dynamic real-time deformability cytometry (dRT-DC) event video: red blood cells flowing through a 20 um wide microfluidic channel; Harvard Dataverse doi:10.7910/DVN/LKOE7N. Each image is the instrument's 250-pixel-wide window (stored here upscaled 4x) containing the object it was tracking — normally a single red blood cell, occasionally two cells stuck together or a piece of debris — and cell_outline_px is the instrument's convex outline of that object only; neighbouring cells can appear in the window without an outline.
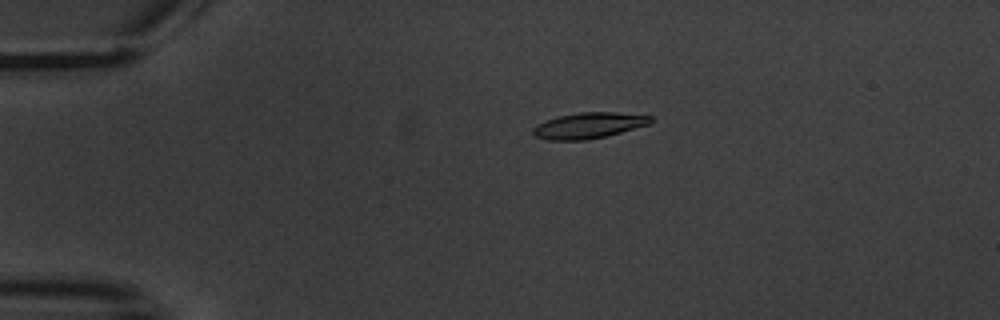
{"species": "common noctule bat (a hibernating species)", "species_latin": "Nyctalus noctula", "temperature_condition": "warm", "stored_images_in_passage": 10, "camera_frame_rate_fps": 3000, "um_per_image_px": 0.085, "animal": {"sex": "male", "body_mass_g": 20.1, "forearm_length_mm": 53.5}, "frame": {"image": 1, "passage_image": 4, "time_ms": 4.333, "image_size_px": [1000, 320], "cell_outline_px": [[656, 120], [648, 124], [620, 132], [588, 140], [548, 140], [532, 136], [532, 128], [536, 124], [560, 116], [580, 112], [616, 112], [652, 116]], "centroid_in_image_um": [50.02, 10.67], "position_along_channel_um": 35.0, "area_um2": 17.69}}
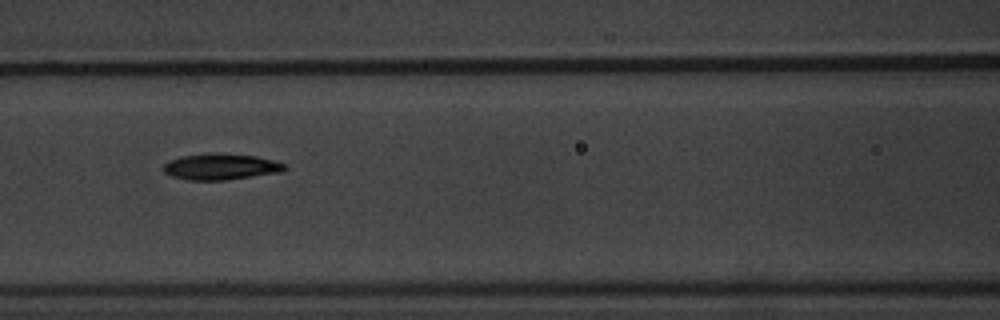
{"frame": {"image": 2, "passage_image": 7, "time_ms": 9.0, "image_size_px": [1000, 320], "cell_outline_px": [[288, 168], [280, 172], [228, 180], [188, 180], [172, 176], [164, 172], [164, 164], [168, 160], [184, 156], [212, 152], [220, 152], [256, 156], [272, 160], [284, 164]], "centroid_in_image_um": [18.76, 14.16], "position_along_channel_um": 147.8, "area_um2": 18.55}}
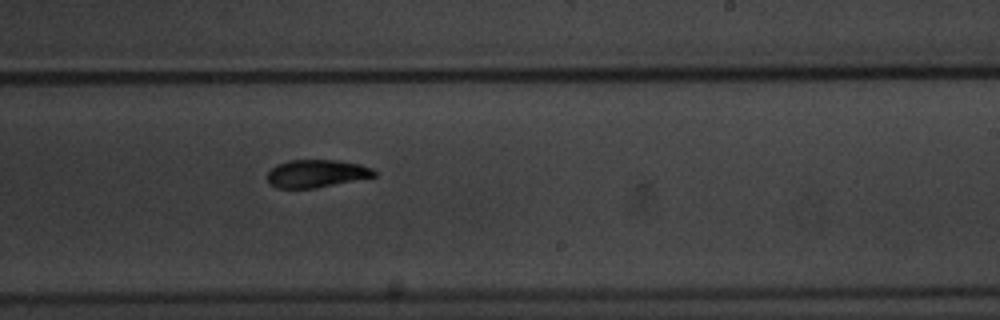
{"frame": {"image": 3, "passage_image": 10, "time_ms": 12.333, "image_size_px": [1000, 320], "cell_outline_px": [[376, 176], [316, 188], [276, 188], [268, 184], [268, 172], [276, 164], [288, 160], [340, 160], [360, 164], [372, 168], [376, 172]], "centroid_in_image_um": [26.89, 14.75], "position_along_channel_um": 262.1, "area_um2": 17.4}}